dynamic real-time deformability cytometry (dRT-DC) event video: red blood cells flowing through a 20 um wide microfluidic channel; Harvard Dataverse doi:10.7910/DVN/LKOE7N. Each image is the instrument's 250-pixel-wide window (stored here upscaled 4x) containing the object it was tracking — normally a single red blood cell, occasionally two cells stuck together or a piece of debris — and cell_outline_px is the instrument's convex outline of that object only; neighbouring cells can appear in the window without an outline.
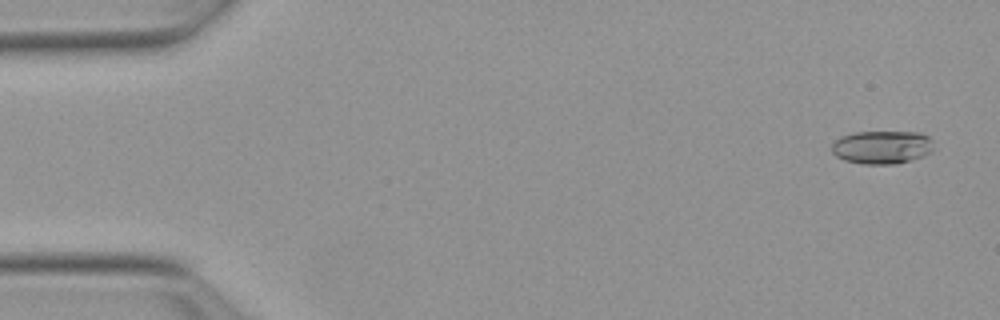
{"species": "Egyptian fruit bat (a non-hibernating species)", "species_latin": "Rousettus aegyptiacus", "temperature_condition": "warm", "stored_images_in_passage": 33, "camera_frame_rate_fps": 3000, "um_per_image_px": 0.085, "animal": {"sex": "female"}, "frame": {"image": 1, "passage_image": 3, "time_ms": 0.667, "image_size_px": [1000, 320], "cell_outline_px": [[932, 152], [924, 156], [912, 160], [896, 164], [864, 164], [844, 160], [836, 156], [832, 152], [832, 144], [840, 136], [856, 132], [920, 132], [928, 136], [932, 140]], "centroid_in_image_um": [74.98, 12.51], "position_along_channel_um": 10.0, "area_um2": 19.88}}
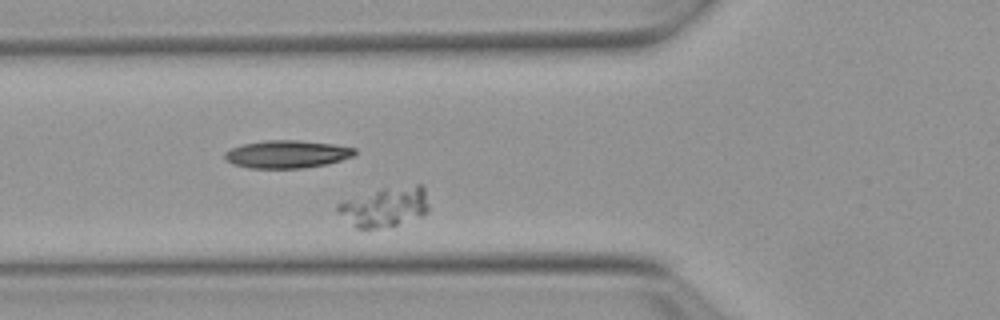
{"frame": {"image": 2, "passage_image": 20, "time_ms": 6.333, "image_size_px": [1000, 320], "cell_outline_px": [[428, 208], [424, 216], [396, 224], [376, 228], [356, 228], [336, 212], [336, 204], [344, 200], [380, 188], [416, 184], [424, 184], [428, 204]], "centroid_in_image_um": [32.71, 17.55], "position_along_channel_um": 93.1, "area_um2": 21.27}}
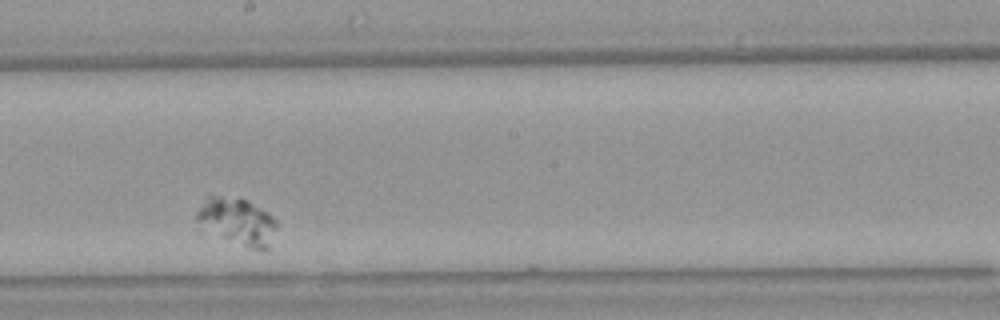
{"frame": {"image": 3, "passage_image": 32, "time_ms": 10.333, "image_size_px": [1000, 320], "cell_outline_px": [[276, 228], [268, 248], [252, 248], [196, 232], [196, 212], [208, 196], [220, 196], [248, 200], [268, 212], [276, 220]], "centroid_in_image_um": [20.04, 18.85], "position_along_channel_um": 228.2, "area_um2": 22.54}}